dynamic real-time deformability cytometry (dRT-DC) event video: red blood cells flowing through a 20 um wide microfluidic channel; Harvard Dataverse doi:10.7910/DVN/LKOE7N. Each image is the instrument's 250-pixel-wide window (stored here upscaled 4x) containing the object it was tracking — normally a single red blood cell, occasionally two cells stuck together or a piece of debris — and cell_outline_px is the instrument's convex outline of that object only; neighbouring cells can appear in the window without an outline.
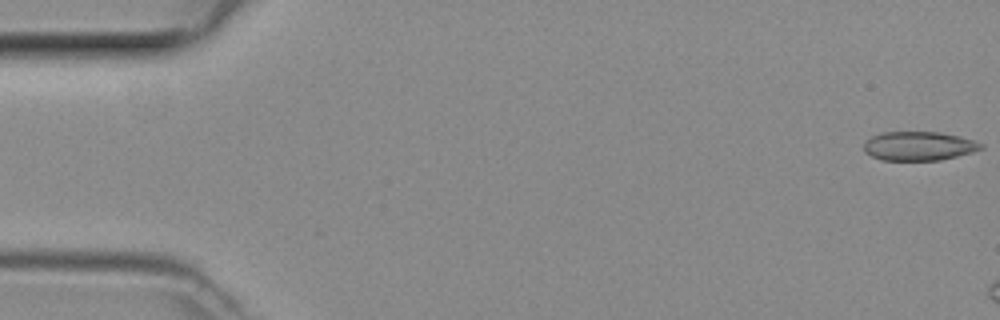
{"species": "common noctule bat (a hibernating species)", "species_latin": "Nyctalus noctula", "temperature_condition": "room temperature", "stored_images_in_passage": 8, "camera_frame_rate_fps": 3000, "um_per_image_px": 0.085, "animal": {"sex": "female", "body_mass_g": 29.2, "forearm_length_mm": 56.3}, "frame": {"image": 1, "passage_image": 1, "time_ms": 0.0, "image_size_px": [1000, 320], "cell_outline_px": [[984, 148], [972, 152], [940, 160], [880, 160], [864, 152], [864, 144], [872, 136], [880, 132], [940, 132], [960, 136], [976, 140], [984, 144]], "centroid_in_image_um": [78.13, 12.41], "position_along_channel_um": 6.9, "area_um2": 19.88}}